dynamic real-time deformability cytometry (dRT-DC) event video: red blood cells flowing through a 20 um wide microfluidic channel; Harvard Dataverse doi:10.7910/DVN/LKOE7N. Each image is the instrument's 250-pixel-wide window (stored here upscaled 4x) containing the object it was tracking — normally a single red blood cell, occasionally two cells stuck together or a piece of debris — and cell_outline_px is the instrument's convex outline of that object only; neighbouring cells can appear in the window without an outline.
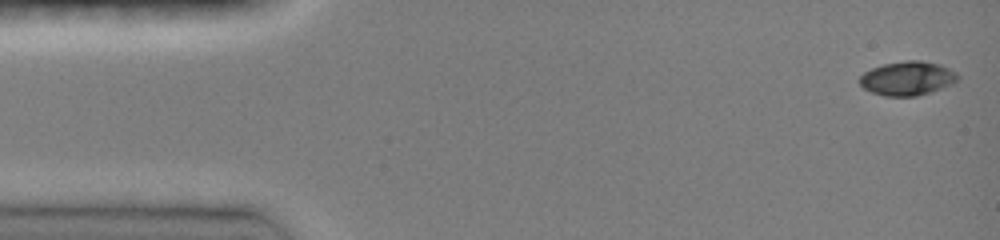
{"species": "common noctule bat (a hibernating species)", "species_latin": "Nyctalus noctula", "temperature_condition": "room temperature", "stored_images_in_passage": 46, "camera_frame_rate_fps": 3000, "um_per_image_px": 0.085, "animal": {"sex": "female", "body_mass_g": 19.0, "forearm_length_mm": 51.5}, "frame": {"image": 1, "passage_image": 1, "time_ms": 0.0, "image_size_px": [1000, 240], "cell_outline_px": [[960, 76], [956, 80], [940, 88], [916, 96], [884, 96], [872, 92], [864, 88], [860, 84], [860, 76], [864, 72], [872, 68], [884, 64], [908, 60], [920, 60], [940, 64], [956, 72]], "centroid_in_image_um": [77.11, 6.65], "position_along_channel_um": 7.9, "area_um2": 19.13}}
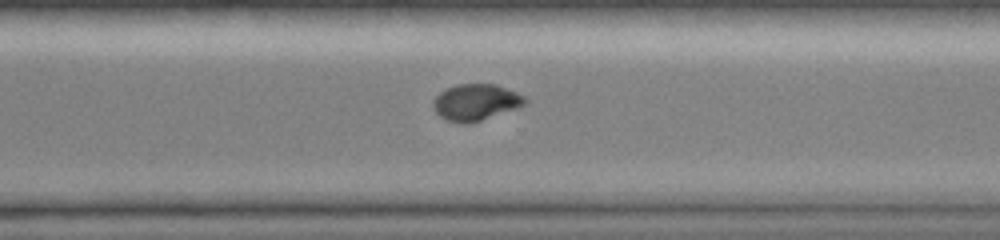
{"frame": {"image": 2, "passage_image": 33, "time_ms": 10.667, "image_size_px": [1000, 240], "cell_outline_px": [[528, 104], [472, 124], [460, 124], [448, 120], [440, 116], [436, 112], [432, 104], [432, 100], [440, 92], [448, 88], [460, 84], [496, 84], [516, 92], [524, 96], [528, 100]], "centroid_in_image_um": [40.46, 8.71], "position_along_channel_um": 330.1, "area_um2": 19.65}}
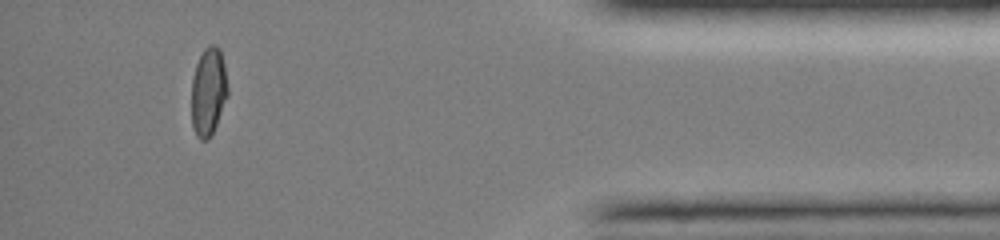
{"frame": {"image": 3, "passage_image": 42, "time_ms": 13.667, "image_size_px": [1000, 240], "cell_outline_px": [[228, 96], [212, 136], [208, 140], [200, 140], [196, 136], [192, 124], [192, 80], [196, 64], [204, 48], [208, 44], [216, 44], [220, 48], [224, 64], [228, 88]], "centroid_in_image_um": [17.73, 7.8], "position_along_channel_um": 417.5, "area_um2": 18.9}, "authors_computed_cell_mechanics": {"area_um2": 19.3919, "velocity_mm_per_s": 4.1271, "shape_relaxation_time_tau1_ms": 3.6271, "shape_relaxation_time_tau2_ms": 5.9521, "deformation_change_tau1": 0.1605, "deformation_change_tau2": 0.0498}}